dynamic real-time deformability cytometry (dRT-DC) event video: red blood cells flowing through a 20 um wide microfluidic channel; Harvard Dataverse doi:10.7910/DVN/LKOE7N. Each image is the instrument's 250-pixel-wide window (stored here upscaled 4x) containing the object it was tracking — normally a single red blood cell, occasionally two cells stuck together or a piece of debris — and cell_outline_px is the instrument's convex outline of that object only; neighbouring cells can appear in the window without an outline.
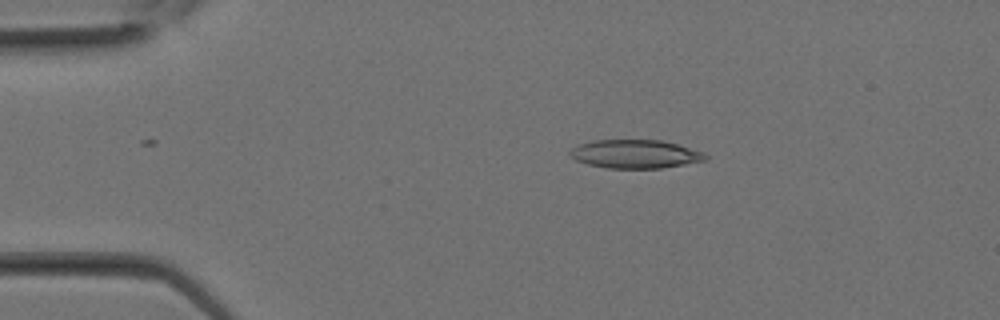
{"species": "Egyptian fruit bat (a non-hibernating species)", "species_latin": "Rousettus aegyptiacus", "temperature_condition": "room temperature", "stored_images_in_passage": 10, "camera_frame_rate_fps": 3000, "um_per_image_px": 0.085, "animal": {"sex": "female"}, "frame": {"image": 1, "passage_image": 5, "time_ms": 1.333, "image_size_px": [1000, 320], "cell_outline_px": [[708, 160], [660, 168], [608, 168], [588, 164], [576, 160], [568, 152], [576, 144], [592, 140], [660, 140], [676, 144], [704, 152], [708, 156]], "centroid_in_image_um": [53.98, 13.08], "position_along_channel_um": 31.0, "area_um2": 22.48}}
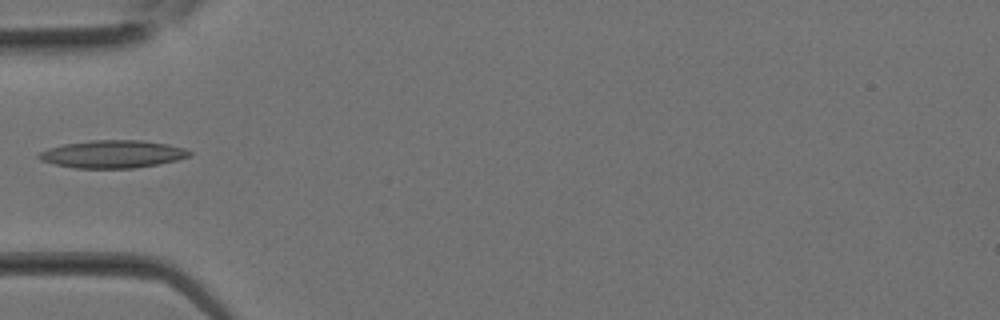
{"frame": {"image": 2, "passage_image": 9, "time_ms": 2.667, "image_size_px": [1000, 320], "cell_outline_px": [[192, 156], [160, 164], [132, 168], [76, 168], [56, 164], [40, 160], [36, 156], [40, 152], [48, 148], [64, 144], [88, 140], [144, 140], [168, 144], [184, 148], [192, 152]], "centroid_in_image_um": [9.6, 13.09], "position_along_channel_um": 75.4, "area_um2": 24.39}}